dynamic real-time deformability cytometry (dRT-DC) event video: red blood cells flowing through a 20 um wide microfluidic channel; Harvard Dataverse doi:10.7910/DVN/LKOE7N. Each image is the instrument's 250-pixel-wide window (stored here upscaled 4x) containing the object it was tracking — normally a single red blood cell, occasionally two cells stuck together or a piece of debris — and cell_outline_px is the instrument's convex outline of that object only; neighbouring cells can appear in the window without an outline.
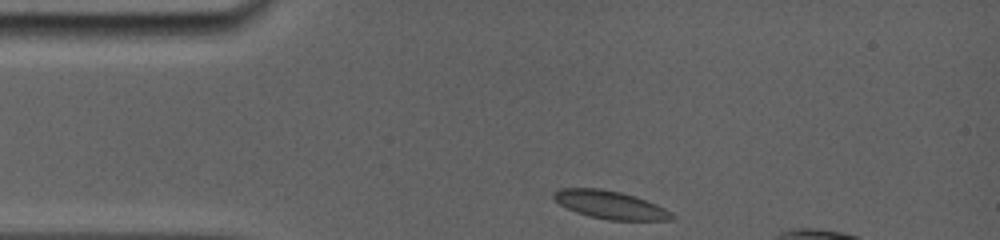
{"species": "common noctule bat (a hibernating species)", "species_latin": "Nyctalus noctula", "temperature_condition": "room temperature", "stored_images_in_passage": 62, "camera_frame_rate_fps": 5000, "um_per_image_px": 0.085, "animal": {"sex": "female", "body_mass_g": 19.0, "forearm_length_mm": 56.7}, "frame": {"image": 1, "passage_image": 1, "time_ms": 0.0, "image_size_px": [1000, 240], "cell_outline_px": [[676, 216], [672, 220], [608, 220], [588, 216], [576, 212], [560, 204], [552, 196], [552, 192], [560, 188], [600, 188], [620, 192], [636, 196], [656, 204], [672, 212]], "centroid_in_image_um": [51.88, 17.41], "position_along_channel_um": 33.1, "area_um2": 19.36}}
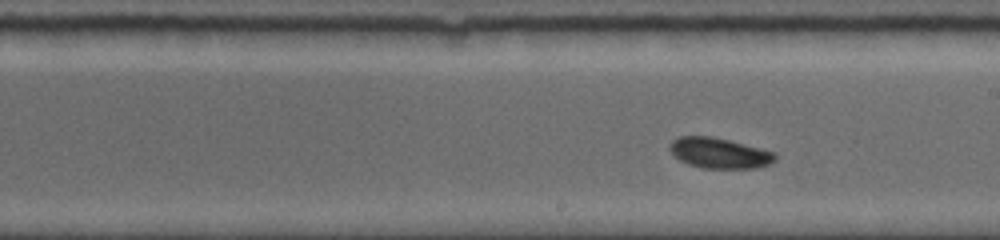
{"frame": {"image": 2, "passage_image": 41, "time_ms": 6.0, "image_size_px": [1000, 240], "cell_outline_px": [[776, 160], [768, 164], [756, 168], [704, 168], [688, 164], [680, 160], [668, 148], [668, 144], [672, 140], [680, 136], [712, 136], [776, 152]], "centroid_in_image_um": [61.13, 13.0], "position_along_channel_um": 227.9, "area_um2": 18.67}}
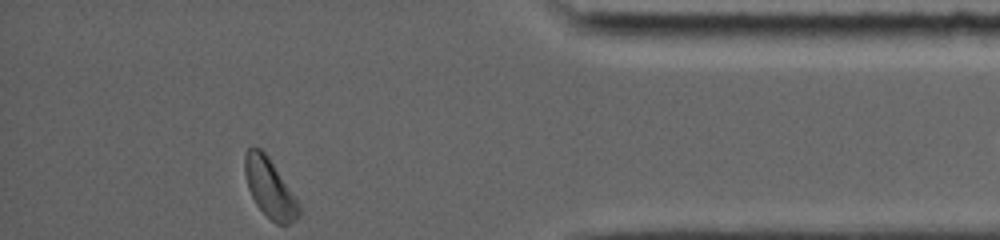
{"frame": {"image": 3, "passage_image": 62, "time_ms": 11.4, "image_size_px": [1000, 240], "cell_outline_px": [[300, 216], [296, 220], [288, 224], [276, 224], [256, 204], [248, 188], [244, 172], [244, 156], [248, 148], [260, 148], [268, 156], [300, 204]], "centroid_in_image_um": [22.93, 15.99], "position_along_channel_um": 412.3, "area_um2": 18.38}, "authors_computed_cell_mechanics": {"area_um2": 18.9873, "velocity_mm_per_s": 3.8053, "shape_relaxation_time_tau1_ms": 2.7755, "shape_relaxation_time_tau2_ms": null, "deformation_change_tau1": 0.0631, "deformation_change_tau2": null}}